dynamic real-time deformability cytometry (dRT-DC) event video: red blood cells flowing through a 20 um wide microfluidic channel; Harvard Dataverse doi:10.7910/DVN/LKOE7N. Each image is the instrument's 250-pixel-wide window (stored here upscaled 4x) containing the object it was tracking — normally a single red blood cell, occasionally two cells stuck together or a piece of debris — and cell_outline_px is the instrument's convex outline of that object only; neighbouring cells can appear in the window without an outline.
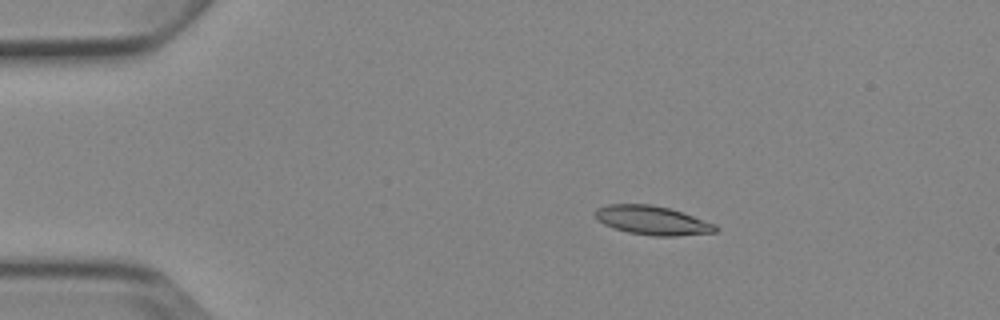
{"species": "Egyptian fruit bat (a non-hibernating species)", "species_latin": "Rousettus aegyptiacus", "temperature_condition": "cold", "stored_images_in_passage": 9, "camera_frame_rate_fps": 3000, "um_per_image_px": 0.085, "animal": {"sex": "female"}, "frame": {"image": 1, "passage_image": 2, "time_ms": 1.333, "image_size_px": [1000, 320], "cell_outline_px": [[720, 228], [716, 232], [676, 236], [652, 236], [628, 232], [604, 224], [596, 220], [592, 212], [596, 208], [608, 204], [652, 204], [668, 208], [716, 224]], "centroid_in_image_um": [55.41, 18.73], "position_along_channel_um": 29.6, "area_um2": 20.35}}
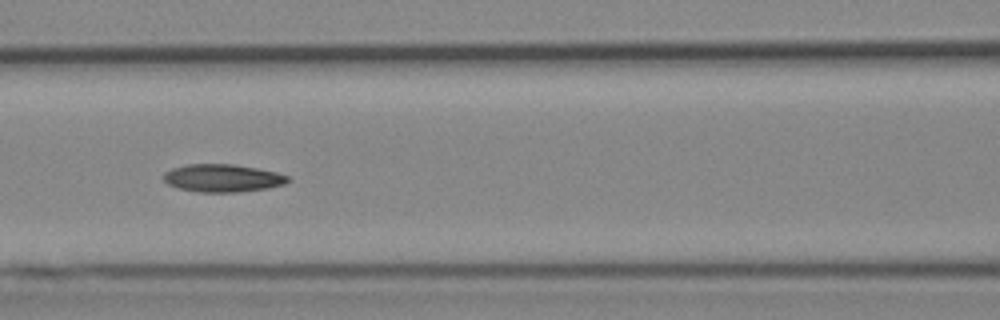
{"frame": {"image": 2, "passage_image": 6, "time_ms": 6.0, "image_size_px": [1000, 320], "cell_outline_px": [[292, 180], [284, 184], [268, 188], [240, 192], [196, 192], [176, 188], [168, 184], [164, 180], [164, 172], [172, 168], [188, 164], [232, 164], [256, 168], [276, 172], [288, 176]], "centroid_in_image_um": [18.91, 15.14], "position_along_channel_um": 147.7, "area_um2": 20.23}}
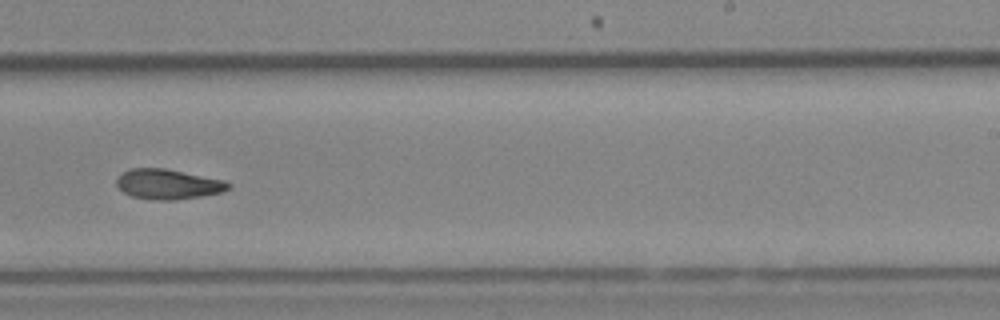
{"frame": {"image": 3, "passage_image": 9, "time_ms": 9.333, "image_size_px": [1000, 320], "cell_outline_px": [[232, 184], [224, 192], [200, 196], [172, 200], [152, 200], [132, 196], [124, 192], [116, 184], [116, 180], [120, 172], [128, 168], [164, 168], [224, 180]], "centroid_in_image_um": [14.25, 15.65], "position_along_channel_um": 274.7, "area_um2": 19.59}}